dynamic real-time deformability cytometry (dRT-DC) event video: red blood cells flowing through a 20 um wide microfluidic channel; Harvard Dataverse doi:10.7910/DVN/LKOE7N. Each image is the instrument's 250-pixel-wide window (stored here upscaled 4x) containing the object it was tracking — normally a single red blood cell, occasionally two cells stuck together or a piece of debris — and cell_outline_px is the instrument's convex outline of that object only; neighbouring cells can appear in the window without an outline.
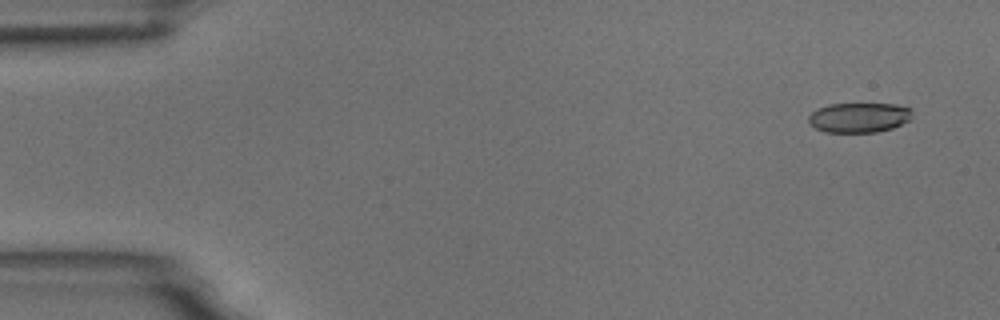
{"species": "common noctule bat (a hibernating species)", "species_latin": "Nyctalus noctula", "temperature_condition": "room temperature", "stored_images_in_passage": 7, "camera_frame_rate_fps": 3000, "um_per_image_px": 0.085, "animal": {"sex": "male", "body_mass_g": 18.8}, "frame": {"image": 1, "passage_image": 1, "time_ms": 0.0, "image_size_px": [1000, 320], "cell_outline_px": [[912, 116], [908, 120], [892, 128], [876, 132], [824, 132], [816, 128], [808, 120], [808, 116], [816, 108], [828, 104], [896, 104], [912, 108]], "centroid_in_image_um": [73.01, 9.98], "position_along_channel_um": 12.0, "area_um2": 18.03}}
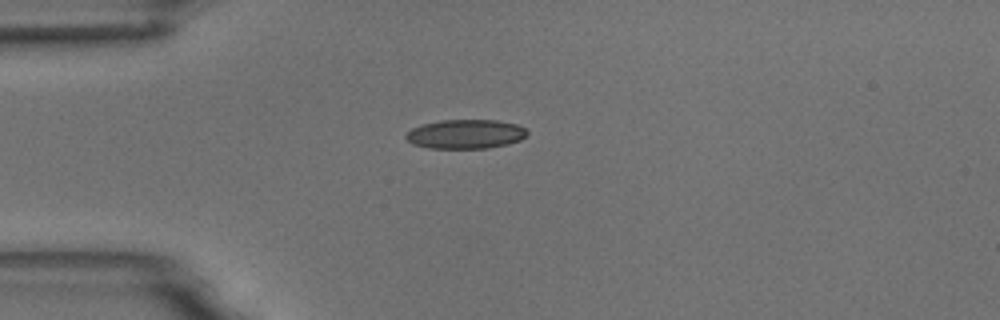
{"frame": {"image": 2, "passage_image": 4, "time_ms": 3.667, "image_size_px": [1000, 320], "cell_outline_px": [[528, 132], [520, 140], [508, 144], [488, 148], [428, 148], [412, 144], [404, 136], [412, 128], [420, 124], [440, 120], [496, 120], [516, 124], [524, 128]], "centroid_in_image_um": [39.54, 11.39], "position_along_channel_um": 45.5, "area_um2": 20.63}}